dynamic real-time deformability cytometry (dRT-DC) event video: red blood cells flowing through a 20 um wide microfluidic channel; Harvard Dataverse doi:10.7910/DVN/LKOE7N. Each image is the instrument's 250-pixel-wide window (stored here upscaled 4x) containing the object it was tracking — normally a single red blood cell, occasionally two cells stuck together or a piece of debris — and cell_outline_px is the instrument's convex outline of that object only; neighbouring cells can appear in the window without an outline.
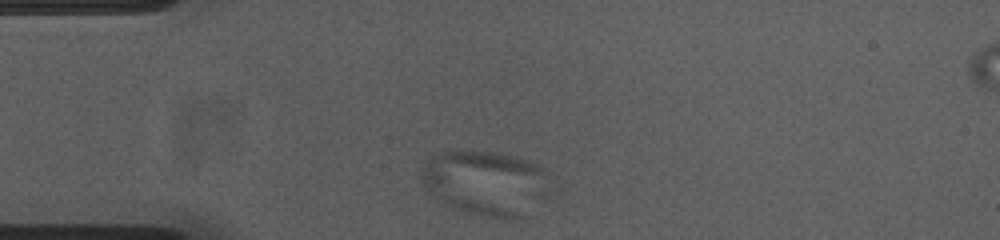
{"species": "common noctule bat (a hibernating species)", "species_latin": "Nyctalus noctula", "temperature_condition": "cold", "stored_images_in_passage": 36, "camera_frame_rate_fps": 3000, "um_per_image_px": 0.085, "animal": {"sex": "female", "body_mass_g": 23.0, "forearm_length_mm": 53.4}, "frame": {"image": 1, "passage_image": 4, "time_ms": 1.0, "image_size_px": [1000, 240], "cell_outline_px": [[544, 172], [520, 216], [484, 216], [464, 212], [448, 204], [424, 188], [420, 180], [420, 168], [432, 156], [440, 152], [456, 148], [492, 152], [512, 156], [528, 160], [544, 168]], "centroid_in_image_um": [40.92, 15.41], "position_along_channel_um": 44.1, "area_um2": 45.32}}
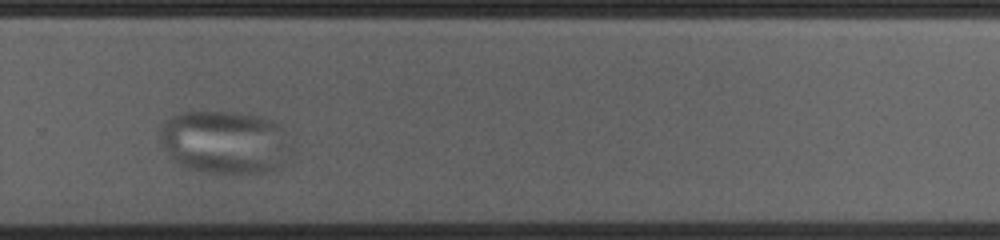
{"frame": {"image": 2, "passage_image": 29, "time_ms": 9.333, "image_size_px": [1000, 240], "cell_outline_px": [[288, 148], [284, 164], [276, 168], [264, 172], [200, 172], [184, 168], [160, 144], [160, 124], [164, 120], [180, 112], [240, 112], [260, 116], [272, 120], [280, 124], [288, 132]], "centroid_in_image_um": [19.09, 12.05], "position_along_channel_um": 310.7, "area_um2": 48.44}}
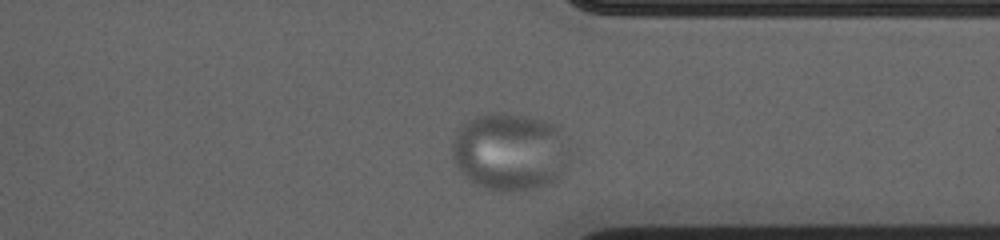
{"frame": {"image": 3, "passage_image": 34, "time_ms": 11.0, "image_size_px": [1000, 240], "cell_outline_px": [[560, 176], [548, 184], [536, 188], [508, 192], [500, 192], [484, 188], [476, 184], [456, 164], [452, 156], [452, 140], [456, 132], [468, 120], [476, 116], [524, 116], [544, 120], [556, 124], [560, 128]], "centroid_in_image_um": [43.21, 12.93], "position_along_channel_um": 368.2, "area_um2": 50.58}}